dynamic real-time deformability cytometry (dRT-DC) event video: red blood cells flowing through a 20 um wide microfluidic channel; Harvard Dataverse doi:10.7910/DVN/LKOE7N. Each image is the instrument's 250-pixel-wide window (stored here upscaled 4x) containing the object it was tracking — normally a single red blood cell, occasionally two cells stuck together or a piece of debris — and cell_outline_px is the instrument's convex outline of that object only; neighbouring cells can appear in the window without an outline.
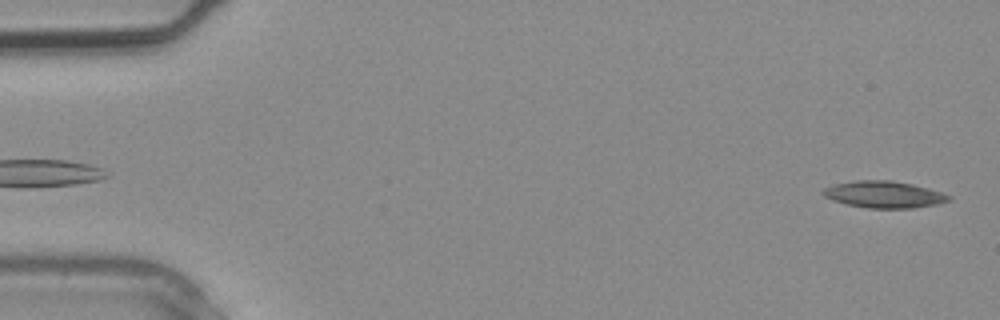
{"species": "common noctule bat (a hibernating species)", "species_latin": "Nyctalus noctula", "temperature_condition": "warm", "stored_images_in_passage": 3, "camera_frame_rate_fps": 3000, "um_per_image_px": 0.085, "animal": {"sex": "male", "body_mass_g": 20.4}, "frame": {"image": 1, "passage_image": 3, "time_ms": 0.667, "image_size_px": [1000, 320], "cell_outline_px": [[952, 200], [940, 204], [912, 208], [868, 208], [848, 204], [832, 200], [824, 196], [820, 192], [824, 188], [832, 184], [856, 180], [892, 180], [912, 184], [928, 188], [952, 196]], "centroid_in_image_um": [75.14, 16.53], "position_along_channel_um": 9.9, "area_um2": 19.77}}